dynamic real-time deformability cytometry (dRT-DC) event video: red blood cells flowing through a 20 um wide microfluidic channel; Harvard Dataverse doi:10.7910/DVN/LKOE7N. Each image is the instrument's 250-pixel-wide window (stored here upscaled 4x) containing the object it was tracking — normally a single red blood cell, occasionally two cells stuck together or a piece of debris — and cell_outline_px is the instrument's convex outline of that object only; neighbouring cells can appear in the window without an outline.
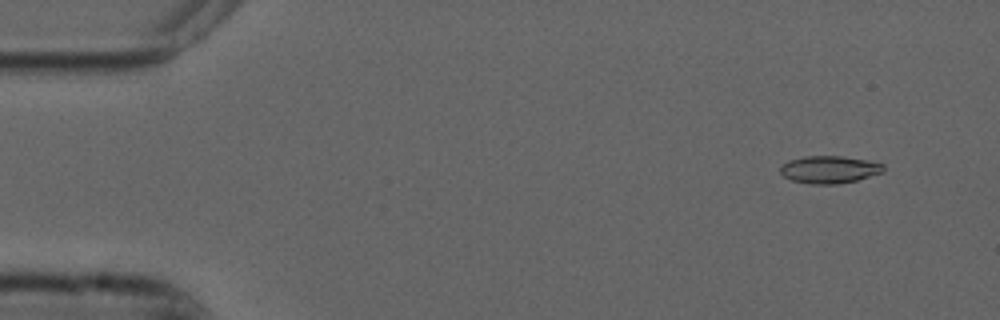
{"species": "common noctule bat (a hibernating species)", "species_latin": "Nyctalus noctula", "temperature_condition": "cold", "stored_images_in_passage": 55, "camera_frame_rate_fps": 3000, "um_per_image_px": 0.085, "animal": {"sex": "male", "forearm_length_mm": 52.5}, "frame": {"image": 1, "passage_image": 5, "time_ms": 1.333, "image_size_px": [1000, 320], "cell_outline_px": [[884, 172], [856, 180], [836, 184], [812, 184], [792, 180], [784, 176], [780, 172], [780, 168], [788, 160], [808, 156], [840, 156], [864, 160], [884, 164]], "centroid_in_image_um": [70.49, 14.41], "position_along_channel_um": 14.5, "area_um2": 16.24}}
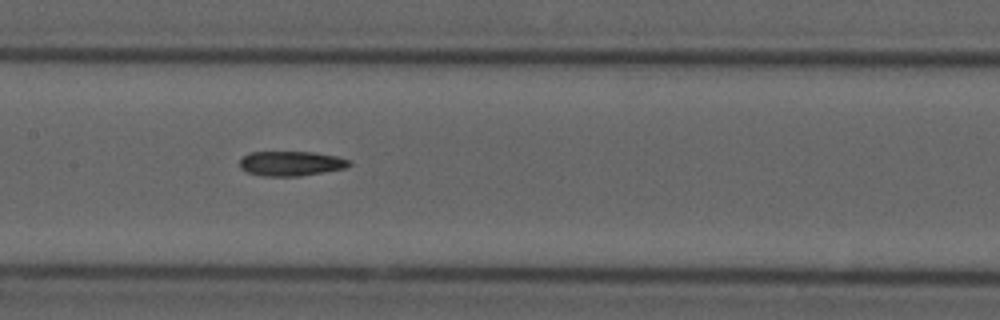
{"frame": {"image": 2, "passage_image": 27, "time_ms": 8.667, "image_size_px": [1000, 320], "cell_outline_px": [[352, 164], [344, 168], [324, 172], [300, 176], [264, 176], [248, 172], [240, 168], [240, 160], [248, 152], [312, 152], [336, 156], [352, 160]], "centroid_in_image_um": [24.75, 13.89], "position_along_channel_um": 182.6, "area_um2": 15.78}}
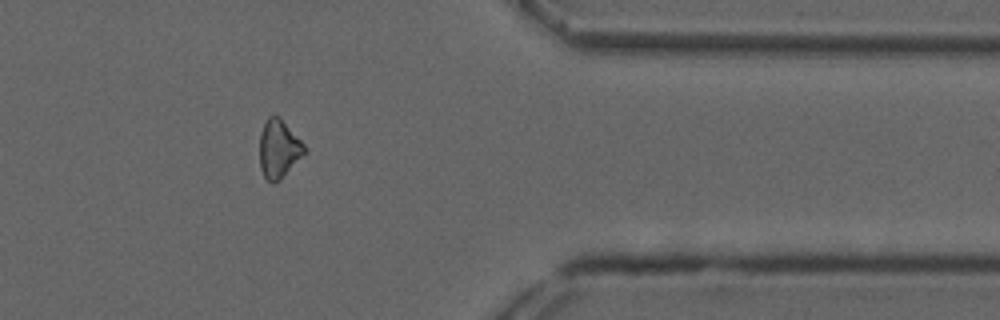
{"frame": {"image": 3, "passage_image": 45, "time_ms": 14.667, "image_size_px": [1000, 320], "cell_outline_px": [[304, 152], [280, 180], [272, 184], [264, 176], [260, 168], [260, 132], [268, 116], [276, 112], [280, 116], [304, 144]], "centroid_in_image_um": [23.65, 12.6], "position_along_channel_um": 387.7, "area_um2": 15.09}}